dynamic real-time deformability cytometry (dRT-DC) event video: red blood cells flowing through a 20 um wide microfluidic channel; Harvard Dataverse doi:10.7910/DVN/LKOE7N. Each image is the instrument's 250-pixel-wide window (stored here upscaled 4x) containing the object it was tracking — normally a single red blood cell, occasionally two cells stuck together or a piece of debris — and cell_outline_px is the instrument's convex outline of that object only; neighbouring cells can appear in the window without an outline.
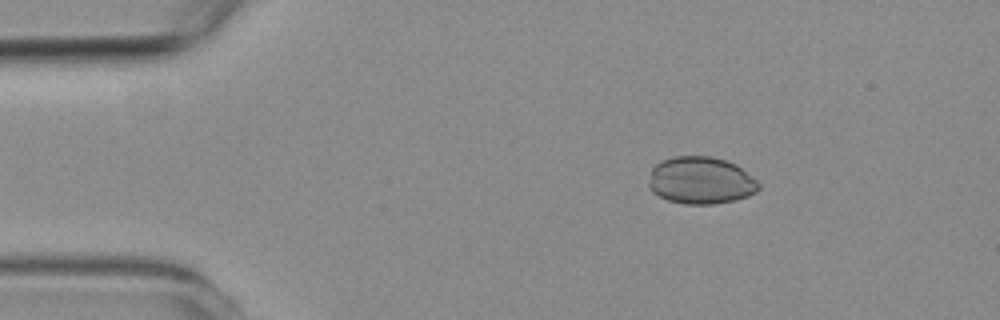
{"species": "common noctule bat (a hibernating species)", "species_latin": "Nyctalus noctula", "temperature_condition": "room temperature", "stored_images_in_passage": 13, "camera_frame_rate_fps": 3000, "um_per_image_px": 0.085, "animal": {"sex": "female", "body_mass_g": 19.3, "forearm_length_mm": 54.1}, "frame": {"image": 1, "passage_image": 6, "time_ms": 1.667, "image_size_px": [1000, 320], "cell_outline_px": [[760, 188], [756, 192], [748, 196], [736, 200], [712, 204], [684, 204], [668, 200], [652, 192], [648, 188], [648, 184], [652, 168], [660, 160], [672, 156], [712, 156], [736, 164], [756, 180], [760, 184]], "centroid_in_image_um": [59.55, 15.33], "position_along_channel_um": 25.5, "area_um2": 30.46}}